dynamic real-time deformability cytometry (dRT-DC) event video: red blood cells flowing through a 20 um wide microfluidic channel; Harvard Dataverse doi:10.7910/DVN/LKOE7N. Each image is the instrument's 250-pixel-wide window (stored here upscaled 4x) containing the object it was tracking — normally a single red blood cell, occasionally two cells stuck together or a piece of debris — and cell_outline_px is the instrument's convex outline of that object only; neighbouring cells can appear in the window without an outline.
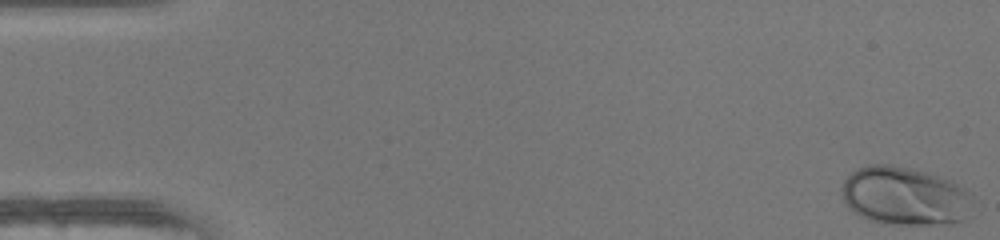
{"species": "human", "species_latin": "Homo sapiens", "temperature_condition": "warm", "stored_images_in_passage": 49, "camera_frame_rate_fps": 3000, "um_per_image_px": 0.085, "donor": {"sex": "female"}, "frame": {"image": 1, "passage_image": 1, "time_ms": 0.0, "image_size_px": [1000, 240], "cell_outline_px": [[972, 216], [964, 220], [952, 224], [884, 224], [868, 220], [852, 212], [848, 208], [844, 200], [840, 188], [844, 180], [856, 168], [868, 164], [892, 164], [912, 168], [928, 172], [952, 180], [972, 192]], "centroid_in_image_um": [76.94, 16.67], "position_along_channel_um": 8.1, "area_um2": 45.84}}
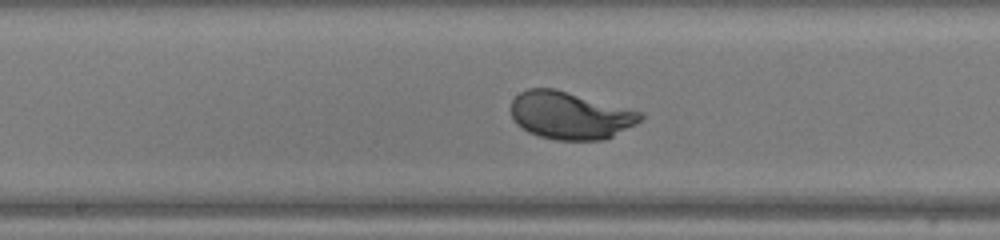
{"frame": {"image": 2, "passage_image": 26, "time_ms": 8.333, "image_size_px": [1000, 240], "cell_outline_px": [[644, 116], [636, 124], [604, 140], [556, 140], [540, 136], [528, 132], [516, 124], [512, 116], [512, 100], [520, 92], [528, 88], [556, 88], [644, 112]], "centroid_in_image_um": [48.48, 9.8], "position_along_channel_um": 199.7, "area_um2": 36.01}}
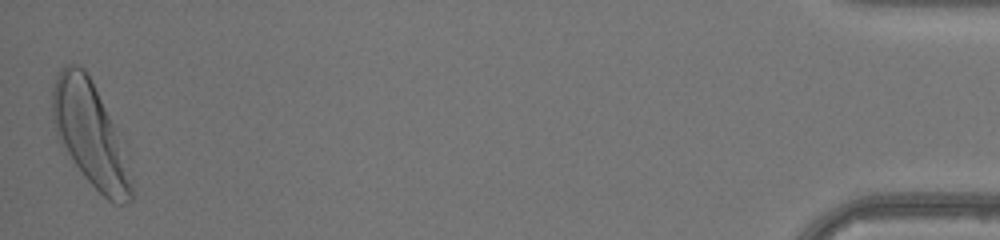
{"frame": {"image": 3, "passage_image": 49, "time_ms": 16.0, "image_size_px": [1000, 240], "cell_outline_px": [[132, 200], [124, 204], [116, 204], [108, 200], [84, 176], [60, 140], [56, 132], [52, 116], [52, 88], [56, 76], [60, 68], [68, 64], [76, 64], [84, 68], [112, 124], [132, 188]], "centroid_in_image_um": [7.58, 11.37], "position_along_channel_um": 427.6, "area_um2": 44.91}, "authors_computed_cell_mechanics": {"area_um2": 36.703, "velocity_mm_per_s": 4.2225, "shape_relaxation_time_tau1_ms": 2.2484, "shape_relaxation_time_tau2_ms": null, "deformation_change_tau1": 0.1693, "deformation_change_tau2": null}}